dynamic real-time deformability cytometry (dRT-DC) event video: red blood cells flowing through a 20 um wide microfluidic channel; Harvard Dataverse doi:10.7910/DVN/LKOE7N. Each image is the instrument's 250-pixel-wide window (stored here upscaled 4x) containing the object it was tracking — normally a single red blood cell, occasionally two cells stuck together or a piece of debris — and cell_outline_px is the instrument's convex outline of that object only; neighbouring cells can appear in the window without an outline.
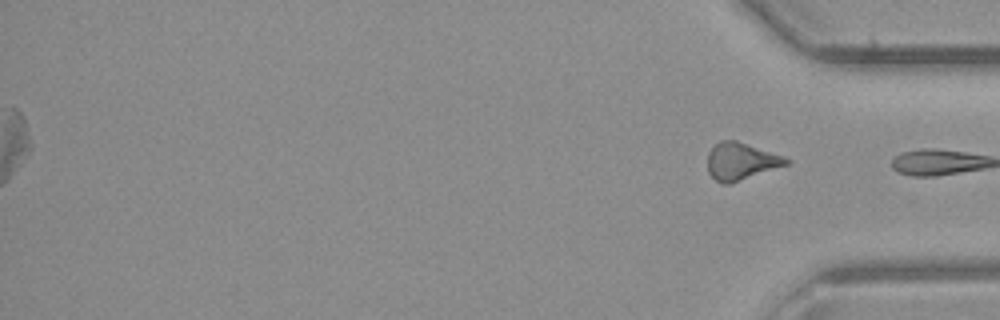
{"species": "common noctule bat (a hibernating species)", "species_latin": "Nyctalus noctula", "temperature_condition": "room temperature", "stored_images_in_passage": 30, "segment_of_instrument_passage": [2, 2], "camera_frame_rate_fps": 3000, "um_per_image_px": 0.085, "animal": {"sex": "male", "body_mass_g": 23.1, "forearm_length_mm": 52.7}, "frame": {"image": 1, "passage_image": 30, "time_ms": 9.667, "image_size_px": [1000, 320], "cell_outline_px": [[788, 164], [728, 184], [724, 184], [716, 180], [708, 172], [708, 152], [720, 140], [736, 140], [784, 156], [788, 160]], "centroid_in_image_um": [62.95, 13.7], "position_along_channel_um": 372.2, "area_um2": 16.7}}